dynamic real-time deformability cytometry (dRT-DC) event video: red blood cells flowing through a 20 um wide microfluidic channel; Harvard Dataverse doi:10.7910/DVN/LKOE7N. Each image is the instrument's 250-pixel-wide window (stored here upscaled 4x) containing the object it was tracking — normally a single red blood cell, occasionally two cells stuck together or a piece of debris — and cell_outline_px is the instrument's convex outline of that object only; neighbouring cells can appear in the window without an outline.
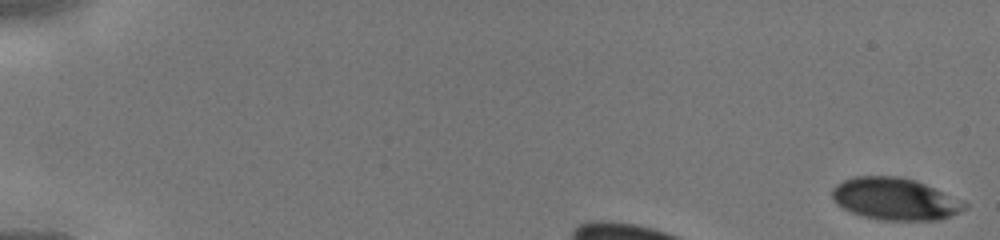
{"species": "human", "species_latin": "Homo sapiens", "temperature_condition": "cold", "stored_images_in_passage": 8, "camera_frame_rate_fps": 3000, "um_per_image_px": 0.085, "donor": {"sex": "male"}, "frame": {"image": 1, "passage_image": 1, "time_ms": 0.0, "image_size_px": [1000, 240], "cell_outline_px": [[968, 208], [960, 212], [940, 220], [880, 220], [864, 216], [852, 212], [836, 204], [832, 196], [832, 188], [836, 184], [852, 176], [896, 176], [916, 180], [964, 200], [968, 204]], "centroid_in_image_um": [76.11, 16.91], "position_along_channel_um": 8.9, "area_um2": 32.71}}